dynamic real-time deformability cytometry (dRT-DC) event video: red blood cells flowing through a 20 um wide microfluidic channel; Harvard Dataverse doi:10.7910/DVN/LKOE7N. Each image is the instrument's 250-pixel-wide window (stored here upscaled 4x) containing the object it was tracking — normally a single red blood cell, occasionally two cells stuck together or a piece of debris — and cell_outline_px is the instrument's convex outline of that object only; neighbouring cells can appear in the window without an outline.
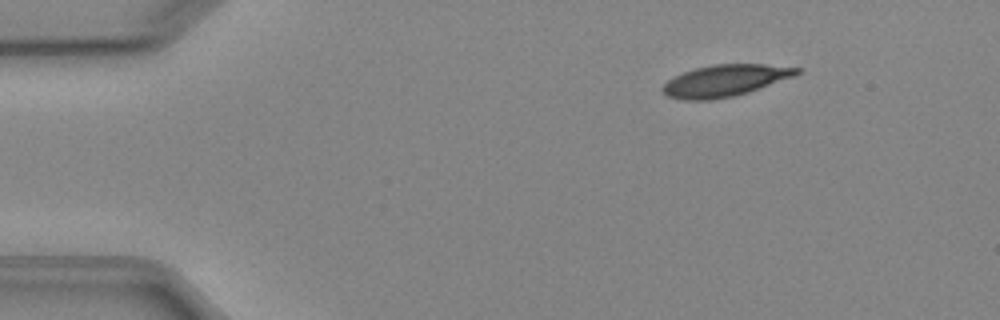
{"species": "Egyptian fruit bat (a non-hibernating species)", "species_latin": "Rousettus aegyptiacus", "temperature_condition": "cold", "stored_images_in_passage": 5, "camera_frame_rate_fps": 3000, "um_per_image_px": 0.085, "animal": {"sex": "female"}, "frame": {"image": 1, "passage_image": 2, "time_ms": 1.0, "image_size_px": [1000, 320], "cell_outline_px": [[800, 72], [796, 76], [748, 92], [732, 96], [708, 100], [688, 100], [668, 96], [660, 88], [668, 80], [684, 72], [696, 68], [712, 64], [764, 64], [800, 68]], "centroid_in_image_um": [61.65, 6.84], "position_along_channel_um": 23.3, "area_um2": 24.51}}